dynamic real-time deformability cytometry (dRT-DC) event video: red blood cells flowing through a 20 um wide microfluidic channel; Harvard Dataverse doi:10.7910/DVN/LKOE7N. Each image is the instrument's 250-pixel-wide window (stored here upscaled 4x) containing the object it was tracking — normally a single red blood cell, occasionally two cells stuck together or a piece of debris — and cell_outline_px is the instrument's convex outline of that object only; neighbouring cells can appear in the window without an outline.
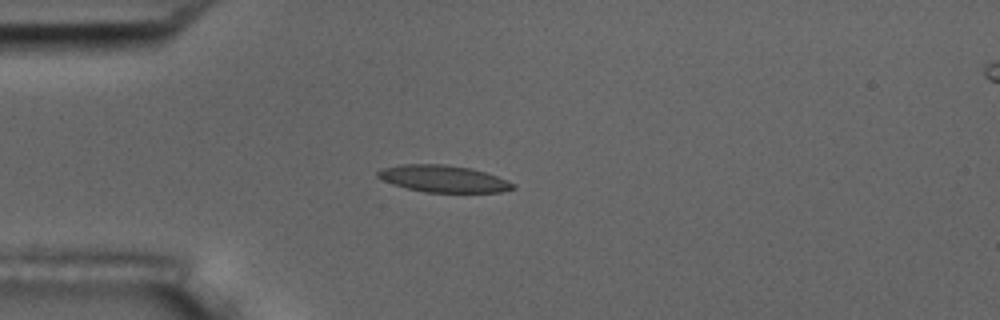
{"species": "common noctule bat (a hibernating species)", "species_latin": "Nyctalus noctula", "temperature_condition": "room temperature", "stored_images_in_passage": 5, "camera_frame_rate_fps": 3000, "um_per_image_px": 0.085, "animal": {"sex": "male", "body_mass_g": 17.5, "forearm_length_mm": 52.3}, "frame": {"image": 1, "passage_image": 4, "time_ms": 3.333, "image_size_px": [1000, 320], "cell_outline_px": [[516, 188], [500, 192], [424, 192], [392, 184], [376, 176], [376, 172], [380, 168], [400, 164], [444, 164], [472, 168], [508, 180], [516, 184]], "centroid_in_image_um": [37.68, 15.18], "position_along_channel_um": 47.3, "area_um2": 21.27}}